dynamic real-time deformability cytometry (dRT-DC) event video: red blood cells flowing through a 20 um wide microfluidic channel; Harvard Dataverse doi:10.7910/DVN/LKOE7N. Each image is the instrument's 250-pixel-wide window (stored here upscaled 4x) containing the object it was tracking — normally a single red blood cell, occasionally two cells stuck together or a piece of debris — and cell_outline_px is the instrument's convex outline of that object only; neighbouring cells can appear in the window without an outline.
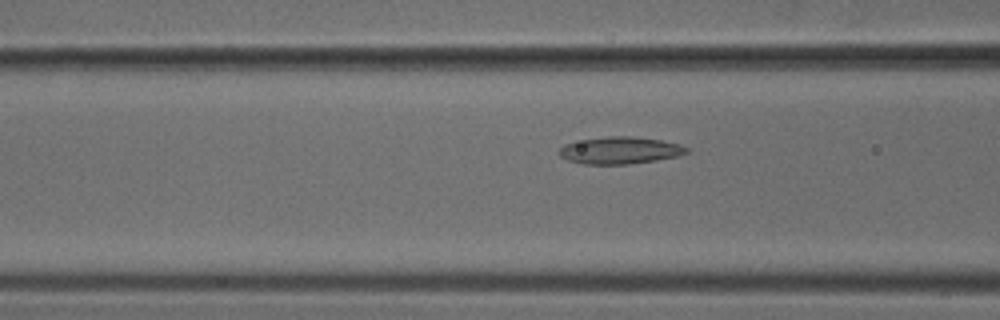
{"species": "common noctule bat (a hibernating species)", "species_latin": "Nyctalus noctula", "temperature_condition": "cold", "stored_images_in_passage": 51, "camera_frame_rate_fps": 3000, "um_per_image_px": 0.085, "animal": {"sex": "male", "body_mass_g": 18.8}, "frame": {"image": 1, "passage_image": 20, "time_ms": 6.333, "image_size_px": [1000, 320], "cell_outline_px": [[688, 152], [676, 156], [656, 160], [628, 164], [584, 164], [568, 160], [560, 156], [556, 152], [564, 144], [584, 140], [608, 136], [632, 136], [660, 140], [680, 144], [688, 148]], "centroid_in_image_um": [52.68, 12.78], "position_along_channel_um": 113.9, "area_um2": 19.94}}
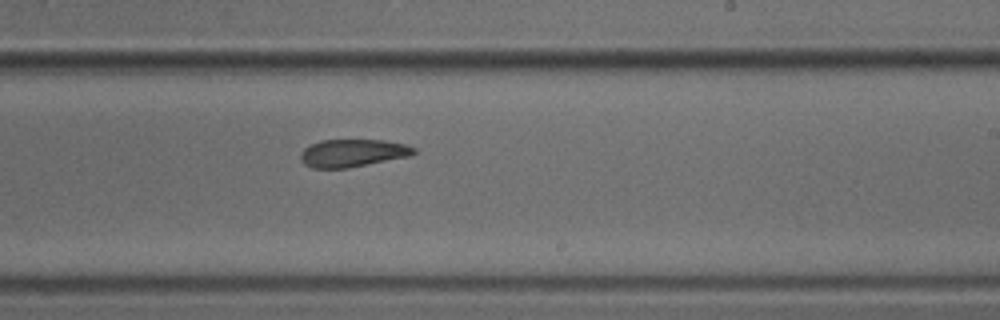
{"frame": {"image": 2, "passage_image": 31, "time_ms": 10.0, "image_size_px": [1000, 320], "cell_outline_px": [[416, 152], [408, 156], [348, 168], [312, 168], [304, 164], [300, 160], [300, 152], [304, 148], [320, 140], [384, 140], [404, 144], [416, 148]], "centroid_in_image_um": [29.93, 13.01], "position_along_channel_um": 259.1, "area_um2": 18.21}}
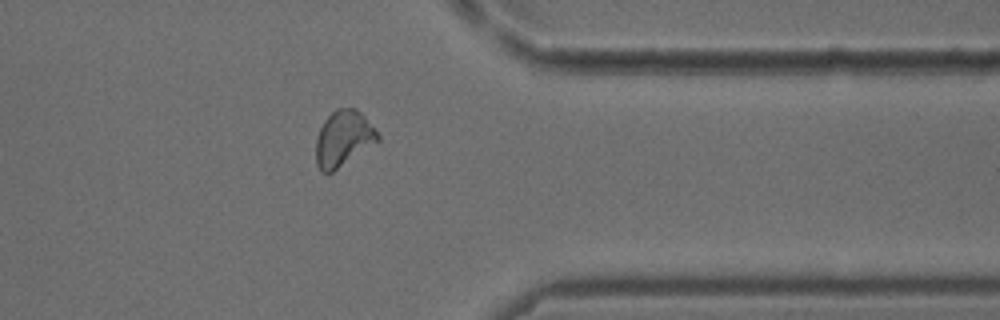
{"frame": {"image": 3, "passage_image": 41, "time_ms": 13.333, "image_size_px": [1000, 320], "cell_outline_px": [[380, 140], [332, 172], [320, 172], [316, 164], [316, 140], [320, 128], [324, 120], [336, 108], [356, 108], [364, 116], [380, 136]], "centroid_in_image_um": [29.17, 11.77], "position_along_channel_um": 382.2, "area_um2": 19.88}}